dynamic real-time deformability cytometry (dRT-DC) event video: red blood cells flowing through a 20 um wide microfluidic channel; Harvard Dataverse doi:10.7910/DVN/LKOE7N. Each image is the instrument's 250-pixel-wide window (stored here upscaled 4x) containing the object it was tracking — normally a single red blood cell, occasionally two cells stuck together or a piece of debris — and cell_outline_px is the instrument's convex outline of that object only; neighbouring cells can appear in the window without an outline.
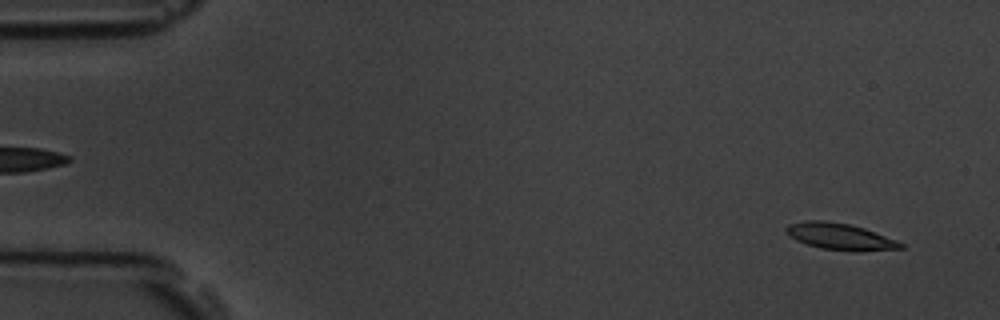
{"species": "common noctule bat (a hibernating species)", "species_latin": "Nyctalus noctula", "temperature_condition": "room temperature", "stored_images_in_passage": 4, "camera_frame_rate_fps": 3000, "um_per_image_px": 0.085, "animal": {"sex": "male", "body_mass_g": 19.5, "forearm_length_mm": 54.6}, "frame": {"image": 1, "passage_image": 1, "time_ms": 0.0, "image_size_px": [1000, 320], "cell_outline_px": [[904, 248], [852, 252], [820, 248], [796, 240], [788, 236], [784, 232], [784, 228], [788, 224], [808, 220], [824, 220], [848, 224], [864, 228], [896, 240], [904, 244]], "centroid_in_image_um": [71.36, 20.11], "position_along_channel_um": 13.6, "area_um2": 17.8}}
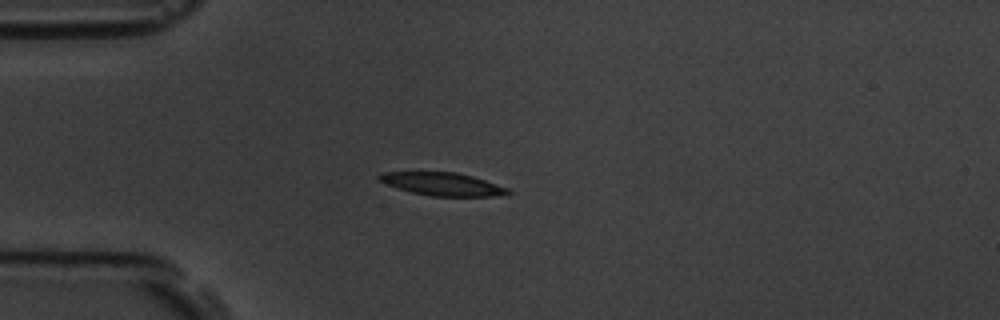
{"frame": {"image": 2, "passage_image": 4, "time_ms": 3.667, "image_size_px": [1000, 320], "cell_outline_px": [[512, 192], [496, 196], [432, 196], [412, 192], [396, 188], [376, 180], [376, 176], [380, 172], [456, 172], [472, 176], [508, 188]], "centroid_in_image_um": [37.54, 15.64], "position_along_channel_um": 47.5, "area_um2": 17.22}}